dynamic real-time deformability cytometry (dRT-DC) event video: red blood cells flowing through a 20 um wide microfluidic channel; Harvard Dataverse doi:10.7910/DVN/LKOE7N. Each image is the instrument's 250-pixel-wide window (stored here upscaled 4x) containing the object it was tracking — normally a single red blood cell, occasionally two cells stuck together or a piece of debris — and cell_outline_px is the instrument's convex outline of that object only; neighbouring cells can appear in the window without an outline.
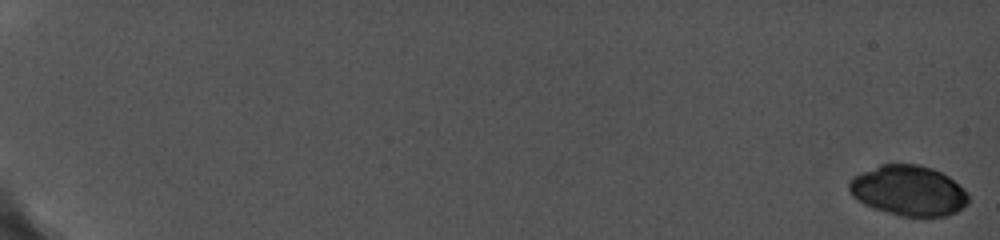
{"species": "common noctule bat (a hibernating species)", "species_latin": "Nyctalus noctula", "temperature_condition": "cold", "stored_images_in_passage": 20, "camera_frame_rate_fps": 5000, "um_per_image_px": 0.085, "animal": {"sex": "female", "body_mass_g": 19.0, "forearm_length_mm": 56.7}, "frame": {"image": 1, "passage_image": 1, "time_ms": 0.0, "image_size_px": [1000, 240], "cell_outline_px": [[968, 204], [956, 212], [944, 216], [900, 216], [864, 204], [852, 196], [848, 188], [848, 180], [852, 176], [880, 164], [920, 164], [932, 168], [948, 176], [964, 188], [968, 192]], "centroid_in_image_um": [77.22, 16.19], "position_along_channel_um": 7.8, "area_um2": 35.03}}